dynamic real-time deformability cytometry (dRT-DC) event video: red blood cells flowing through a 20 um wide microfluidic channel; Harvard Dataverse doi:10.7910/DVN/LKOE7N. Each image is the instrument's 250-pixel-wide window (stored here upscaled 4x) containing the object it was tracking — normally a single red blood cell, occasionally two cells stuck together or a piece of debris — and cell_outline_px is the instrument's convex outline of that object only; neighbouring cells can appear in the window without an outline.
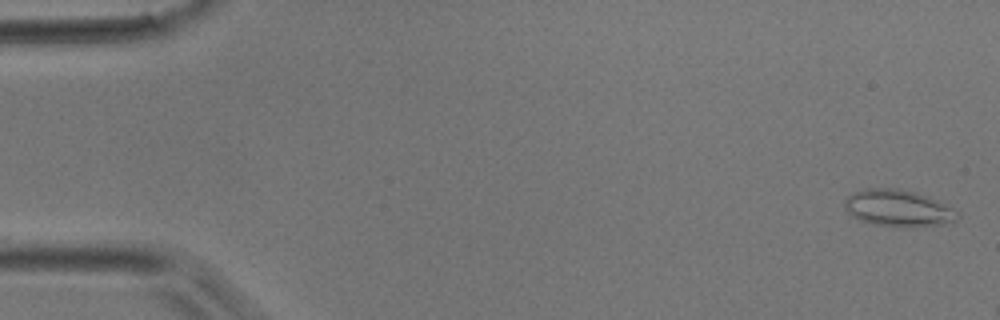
{"species": "common noctule bat (a hibernating species)", "species_latin": "Nyctalus noctula", "temperature_condition": "room temperature", "stored_images_in_passage": 8, "camera_frame_rate_fps": 3000, "um_per_image_px": 0.085, "animal": {"sex": "male", "body_mass_g": 17.9}, "frame": {"image": 1, "passage_image": 1, "time_ms": 0.0, "image_size_px": [1000, 320], "cell_outline_px": [[960, 216], [956, 220], [944, 224], [916, 228], [908, 228], [876, 224], [860, 220], [852, 216], [844, 208], [844, 200], [848, 196], [856, 192], [868, 188], [896, 188], [916, 192], [936, 200], [960, 212]], "centroid_in_image_um": [76.37, 17.71], "position_along_channel_um": 8.6, "area_um2": 24.28}}